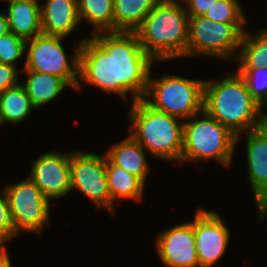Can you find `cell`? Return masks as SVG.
<instances>
[{
	"instance_id": "obj_33",
	"label": "cell",
	"mask_w": 267,
	"mask_h": 267,
	"mask_svg": "<svg viewBox=\"0 0 267 267\" xmlns=\"http://www.w3.org/2000/svg\"><path fill=\"white\" fill-rule=\"evenodd\" d=\"M5 241L0 237V251L4 248V243Z\"/></svg>"
},
{
	"instance_id": "obj_19",
	"label": "cell",
	"mask_w": 267,
	"mask_h": 267,
	"mask_svg": "<svg viewBox=\"0 0 267 267\" xmlns=\"http://www.w3.org/2000/svg\"><path fill=\"white\" fill-rule=\"evenodd\" d=\"M106 175L111 196V213H114V202L120 199L140 200L145 184L134 175L119 166L112 164L106 157Z\"/></svg>"
},
{
	"instance_id": "obj_7",
	"label": "cell",
	"mask_w": 267,
	"mask_h": 267,
	"mask_svg": "<svg viewBox=\"0 0 267 267\" xmlns=\"http://www.w3.org/2000/svg\"><path fill=\"white\" fill-rule=\"evenodd\" d=\"M246 23L212 22L204 16L188 17V55L231 58L241 45Z\"/></svg>"
},
{
	"instance_id": "obj_21",
	"label": "cell",
	"mask_w": 267,
	"mask_h": 267,
	"mask_svg": "<svg viewBox=\"0 0 267 267\" xmlns=\"http://www.w3.org/2000/svg\"><path fill=\"white\" fill-rule=\"evenodd\" d=\"M240 48L235 58H238V71L267 67V28L257 31L254 36L245 31Z\"/></svg>"
},
{
	"instance_id": "obj_25",
	"label": "cell",
	"mask_w": 267,
	"mask_h": 267,
	"mask_svg": "<svg viewBox=\"0 0 267 267\" xmlns=\"http://www.w3.org/2000/svg\"><path fill=\"white\" fill-rule=\"evenodd\" d=\"M26 50V40L13 32L0 37V62L16 67L15 62Z\"/></svg>"
},
{
	"instance_id": "obj_14",
	"label": "cell",
	"mask_w": 267,
	"mask_h": 267,
	"mask_svg": "<svg viewBox=\"0 0 267 267\" xmlns=\"http://www.w3.org/2000/svg\"><path fill=\"white\" fill-rule=\"evenodd\" d=\"M246 133L248 179L262 221L267 214V130L260 126Z\"/></svg>"
},
{
	"instance_id": "obj_27",
	"label": "cell",
	"mask_w": 267,
	"mask_h": 267,
	"mask_svg": "<svg viewBox=\"0 0 267 267\" xmlns=\"http://www.w3.org/2000/svg\"><path fill=\"white\" fill-rule=\"evenodd\" d=\"M2 195L3 196H0V237L4 241H9L20 232L17 229L13 215L10 211L4 189L2 191Z\"/></svg>"
},
{
	"instance_id": "obj_5",
	"label": "cell",
	"mask_w": 267,
	"mask_h": 267,
	"mask_svg": "<svg viewBox=\"0 0 267 267\" xmlns=\"http://www.w3.org/2000/svg\"><path fill=\"white\" fill-rule=\"evenodd\" d=\"M202 120L183 122L181 162L214 159L224 166L232 161L236 134L202 111Z\"/></svg>"
},
{
	"instance_id": "obj_17",
	"label": "cell",
	"mask_w": 267,
	"mask_h": 267,
	"mask_svg": "<svg viewBox=\"0 0 267 267\" xmlns=\"http://www.w3.org/2000/svg\"><path fill=\"white\" fill-rule=\"evenodd\" d=\"M9 1L7 19L10 32L24 40L42 33L39 3Z\"/></svg>"
},
{
	"instance_id": "obj_8",
	"label": "cell",
	"mask_w": 267,
	"mask_h": 267,
	"mask_svg": "<svg viewBox=\"0 0 267 267\" xmlns=\"http://www.w3.org/2000/svg\"><path fill=\"white\" fill-rule=\"evenodd\" d=\"M64 37L39 34L31 40H26L28 49L24 70L47 73L63 78L71 87L81 88L78 78V55L80 43L69 63L61 45ZM29 41V43H28ZM28 43V45H27ZM71 64V65H70Z\"/></svg>"
},
{
	"instance_id": "obj_10",
	"label": "cell",
	"mask_w": 267,
	"mask_h": 267,
	"mask_svg": "<svg viewBox=\"0 0 267 267\" xmlns=\"http://www.w3.org/2000/svg\"><path fill=\"white\" fill-rule=\"evenodd\" d=\"M71 190L78 189L100 208L111 212V196L106 175V155L87 152L71 153Z\"/></svg>"
},
{
	"instance_id": "obj_22",
	"label": "cell",
	"mask_w": 267,
	"mask_h": 267,
	"mask_svg": "<svg viewBox=\"0 0 267 267\" xmlns=\"http://www.w3.org/2000/svg\"><path fill=\"white\" fill-rule=\"evenodd\" d=\"M32 108L29 96L23 85L11 87L0 93V119L2 124L18 123L28 117Z\"/></svg>"
},
{
	"instance_id": "obj_23",
	"label": "cell",
	"mask_w": 267,
	"mask_h": 267,
	"mask_svg": "<svg viewBox=\"0 0 267 267\" xmlns=\"http://www.w3.org/2000/svg\"><path fill=\"white\" fill-rule=\"evenodd\" d=\"M80 20L87 19L94 27V35L114 32V0H77Z\"/></svg>"
},
{
	"instance_id": "obj_13",
	"label": "cell",
	"mask_w": 267,
	"mask_h": 267,
	"mask_svg": "<svg viewBox=\"0 0 267 267\" xmlns=\"http://www.w3.org/2000/svg\"><path fill=\"white\" fill-rule=\"evenodd\" d=\"M156 248L168 267H199L194 221L184 222L162 232L156 239Z\"/></svg>"
},
{
	"instance_id": "obj_9",
	"label": "cell",
	"mask_w": 267,
	"mask_h": 267,
	"mask_svg": "<svg viewBox=\"0 0 267 267\" xmlns=\"http://www.w3.org/2000/svg\"><path fill=\"white\" fill-rule=\"evenodd\" d=\"M17 229L41 233L49 220L50 201L30 179L4 188Z\"/></svg>"
},
{
	"instance_id": "obj_18",
	"label": "cell",
	"mask_w": 267,
	"mask_h": 267,
	"mask_svg": "<svg viewBox=\"0 0 267 267\" xmlns=\"http://www.w3.org/2000/svg\"><path fill=\"white\" fill-rule=\"evenodd\" d=\"M160 0H114V32H135Z\"/></svg>"
},
{
	"instance_id": "obj_2",
	"label": "cell",
	"mask_w": 267,
	"mask_h": 267,
	"mask_svg": "<svg viewBox=\"0 0 267 267\" xmlns=\"http://www.w3.org/2000/svg\"><path fill=\"white\" fill-rule=\"evenodd\" d=\"M203 110L236 134V140L242 132L262 126L259 103L238 72L217 82H204Z\"/></svg>"
},
{
	"instance_id": "obj_29",
	"label": "cell",
	"mask_w": 267,
	"mask_h": 267,
	"mask_svg": "<svg viewBox=\"0 0 267 267\" xmlns=\"http://www.w3.org/2000/svg\"><path fill=\"white\" fill-rule=\"evenodd\" d=\"M217 0H181L187 4L185 10L188 16H203Z\"/></svg>"
},
{
	"instance_id": "obj_16",
	"label": "cell",
	"mask_w": 267,
	"mask_h": 267,
	"mask_svg": "<svg viewBox=\"0 0 267 267\" xmlns=\"http://www.w3.org/2000/svg\"><path fill=\"white\" fill-rule=\"evenodd\" d=\"M144 150L145 148L129 135L125 140L113 145L105 155L112 164L126 170L145 184L149 166Z\"/></svg>"
},
{
	"instance_id": "obj_11",
	"label": "cell",
	"mask_w": 267,
	"mask_h": 267,
	"mask_svg": "<svg viewBox=\"0 0 267 267\" xmlns=\"http://www.w3.org/2000/svg\"><path fill=\"white\" fill-rule=\"evenodd\" d=\"M199 267H211L226 251L230 232L216 211L199 209L194 219Z\"/></svg>"
},
{
	"instance_id": "obj_4",
	"label": "cell",
	"mask_w": 267,
	"mask_h": 267,
	"mask_svg": "<svg viewBox=\"0 0 267 267\" xmlns=\"http://www.w3.org/2000/svg\"><path fill=\"white\" fill-rule=\"evenodd\" d=\"M133 122L130 136L152 155L181 162L183 122L180 118L157 111L143 99L133 102L130 110Z\"/></svg>"
},
{
	"instance_id": "obj_28",
	"label": "cell",
	"mask_w": 267,
	"mask_h": 267,
	"mask_svg": "<svg viewBox=\"0 0 267 267\" xmlns=\"http://www.w3.org/2000/svg\"><path fill=\"white\" fill-rule=\"evenodd\" d=\"M17 70L18 69L12 65L0 62V93L19 84V74Z\"/></svg>"
},
{
	"instance_id": "obj_6",
	"label": "cell",
	"mask_w": 267,
	"mask_h": 267,
	"mask_svg": "<svg viewBox=\"0 0 267 267\" xmlns=\"http://www.w3.org/2000/svg\"><path fill=\"white\" fill-rule=\"evenodd\" d=\"M204 82L174 75L152 80L149 74L148 88L143 100L157 111L194 120L203 111ZM146 96L149 97L146 99Z\"/></svg>"
},
{
	"instance_id": "obj_30",
	"label": "cell",
	"mask_w": 267,
	"mask_h": 267,
	"mask_svg": "<svg viewBox=\"0 0 267 267\" xmlns=\"http://www.w3.org/2000/svg\"><path fill=\"white\" fill-rule=\"evenodd\" d=\"M10 32L7 15L0 14V37Z\"/></svg>"
},
{
	"instance_id": "obj_1",
	"label": "cell",
	"mask_w": 267,
	"mask_h": 267,
	"mask_svg": "<svg viewBox=\"0 0 267 267\" xmlns=\"http://www.w3.org/2000/svg\"><path fill=\"white\" fill-rule=\"evenodd\" d=\"M100 34L80 41L78 77L124 100L128 91L133 102L144 99L154 60L143 50L136 33Z\"/></svg>"
},
{
	"instance_id": "obj_15",
	"label": "cell",
	"mask_w": 267,
	"mask_h": 267,
	"mask_svg": "<svg viewBox=\"0 0 267 267\" xmlns=\"http://www.w3.org/2000/svg\"><path fill=\"white\" fill-rule=\"evenodd\" d=\"M42 33L66 38L81 22L77 0H47L40 5Z\"/></svg>"
},
{
	"instance_id": "obj_31",
	"label": "cell",
	"mask_w": 267,
	"mask_h": 267,
	"mask_svg": "<svg viewBox=\"0 0 267 267\" xmlns=\"http://www.w3.org/2000/svg\"><path fill=\"white\" fill-rule=\"evenodd\" d=\"M0 267H12L5 247L0 251Z\"/></svg>"
},
{
	"instance_id": "obj_3",
	"label": "cell",
	"mask_w": 267,
	"mask_h": 267,
	"mask_svg": "<svg viewBox=\"0 0 267 267\" xmlns=\"http://www.w3.org/2000/svg\"><path fill=\"white\" fill-rule=\"evenodd\" d=\"M181 0H160L135 31L143 50L155 60L187 55L188 14Z\"/></svg>"
},
{
	"instance_id": "obj_24",
	"label": "cell",
	"mask_w": 267,
	"mask_h": 267,
	"mask_svg": "<svg viewBox=\"0 0 267 267\" xmlns=\"http://www.w3.org/2000/svg\"><path fill=\"white\" fill-rule=\"evenodd\" d=\"M239 0H217L203 15L212 22L247 23Z\"/></svg>"
},
{
	"instance_id": "obj_32",
	"label": "cell",
	"mask_w": 267,
	"mask_h": 267,
	"mask_svg": "<svg viewBox=\"0 0 267 267\" xmlns=\"http://www.w3.org/2000/svg\"><path fill=\"white\" fill-rule=\"evenodd\" d=\"M263 105L266 107V110H267V94L262 99V101L259 103V113L261 117V122L267 121V114H263V111L261 110Z\"/></svg>"
},
{
	"instance_id": "obj_20",
	"label": "cell",
	"mask_w": 267,
	"mask_h": 267,
	"mask_svg": "<svg viewBox=\"0 0 267 267\" xmlns=\"http://www.w3.org/2000/svg\"><path fill=\"white\" fill-rule=\"evenodd\" d=\"M29 77L23 85L35 108L53 101L70 86L63 78L31 70H25Z\"/></svg>"
},
{
	"instance_id": "obj_35",
	"label": "cell",
	"mask_w": 267,
	"mask_h": 267,
	"mask_svg": "<svg viewBox=\"0 0 267 267\" xmlns=\"http://www.w3.org/2000/svg\"><path fill=\"white\" fill-rule=\"evenodd\" d=\"M262 126L267 130V121H263Z\"/></svg>"
},
{
	"instance_id": "obj_26",
	"label": "cell",
	"mask_w": 267,
	"mask_h": 267,
	"mask_svg": "<svg viewBox=\"0 0 267 267\" xmlns=\"http://www.w3.org/2000/svg\"><path fill=\"white\" fill-rule=\"evenodd\" d=\"M238 73L244 78L251 96L260 103L267 94V67L262 66Z\"/></svg>"
},
{
	"instance_id": "obj_12",
	"label": "cell",
	"mask_w": 267,
	"mask_h": 267,
	"mask_svg": "<svg viewBox=\"0 0 267 267\" xmlns=\"http://www.w3.org/2000/svg\"><path fill=\"white\" fill-rule=\"evenodd\" d=\"M70 159L71 153L53 151L42 154L33 162L29 178L49 201L71 191Z\"/></svg>"
},
{
	"instance_id": "obj_34",
	"label": "cell",
	"mask_w": 267,
	"mask_h": 267,
	"mask_svg": "<svg viewBox=\"0 0 267 267\" xmlns=\"http://www.w3.org/2000/svg\"><path fill=\"white\" fill-rule=\"evenodd\" d=\"M20 1H26V2H31V3H38V0H20Z\"/></svg>"
}]
</instances>
